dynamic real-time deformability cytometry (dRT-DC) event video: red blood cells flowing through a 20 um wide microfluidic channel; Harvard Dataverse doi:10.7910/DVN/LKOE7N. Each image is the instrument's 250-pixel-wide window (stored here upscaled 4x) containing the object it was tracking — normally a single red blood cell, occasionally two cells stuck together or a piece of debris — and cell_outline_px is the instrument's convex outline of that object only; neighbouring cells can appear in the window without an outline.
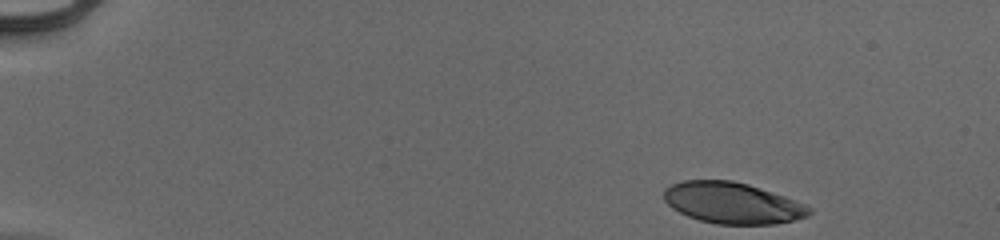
{"species": "human", "species_latin": "Homo sapiens", "temperature_condition": "cold", "stored_images_in_passage": 45, "camera_frame_rate_fps": 3000, "um_per_image_px": 0.085, "donor": {"sex": "male"}, "frame": {"image": 1, "passage_image": 1, "time_ms": 0.0, "image_size_px": [1000, 240], "cell_outline_px": [[812, 212], [808, 216], [792, 220], [772, 224], [716, 224], [700, 220], [688, 216], [672, 208], [664, 200], [664, 188], [672, 184], [684, 180], [732, 180], [748, 184], [784, 196], [804, 204], [812, 208]], "centroid_in_image_um": [62.24, 17.25], "position_along_channel_um": 22.8, "area_um2": 34.74}}
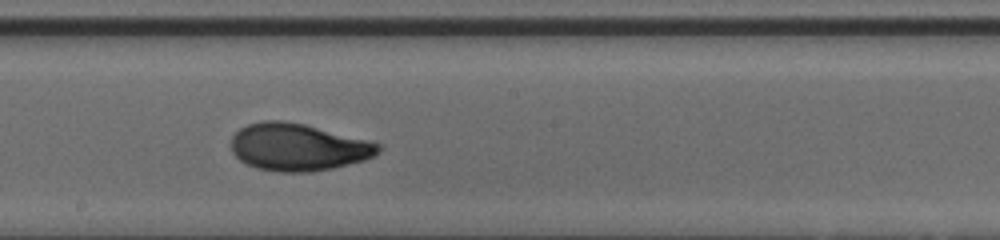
{"frame": {"image": 2, "passage_image": 26, "time_ms": 8.333, "image_size_px": [1000, 240], "cell_outline_px": [[384, 148], [380, 152], [364, 160], [332, 168], [308, 172], [280, 172], [256, 168], [240, 160], [232, 152], [232, 136], [240, 128], [248, 124], [264, 120], [284, 120], [304, 124], [368, 140], [380, 144]], "centroid_in_image_um": [25.34, 12.5], "position_along_channel_um": 222.9, "area_um2": 40.46}}
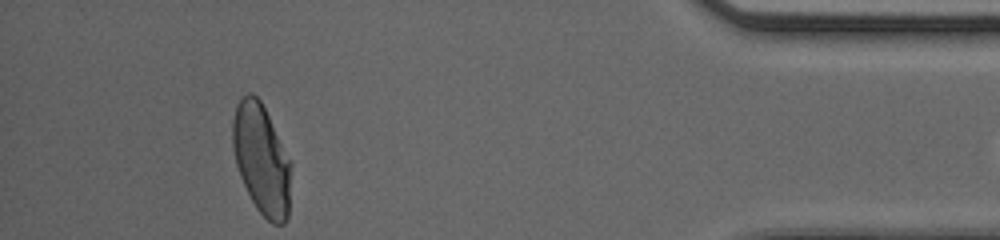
{"frame": {"image": 3, "passage_image": 44, "time_ms": 14.333, "image_size_px": [1000, 240], "cell_outline_px": [[292, 164], [288, 216], [284, 224], [272, 224], [256, 208], [240, 176], [236, 164], [232, 148], [232, 120], [236, 104], [248, 92], [252, 92], [260, 100], [292, 160]], "centroid_in_image_um": [22.24, 13.53], "position_along_channel_um": 413.0, "area_um2": 37.86}}